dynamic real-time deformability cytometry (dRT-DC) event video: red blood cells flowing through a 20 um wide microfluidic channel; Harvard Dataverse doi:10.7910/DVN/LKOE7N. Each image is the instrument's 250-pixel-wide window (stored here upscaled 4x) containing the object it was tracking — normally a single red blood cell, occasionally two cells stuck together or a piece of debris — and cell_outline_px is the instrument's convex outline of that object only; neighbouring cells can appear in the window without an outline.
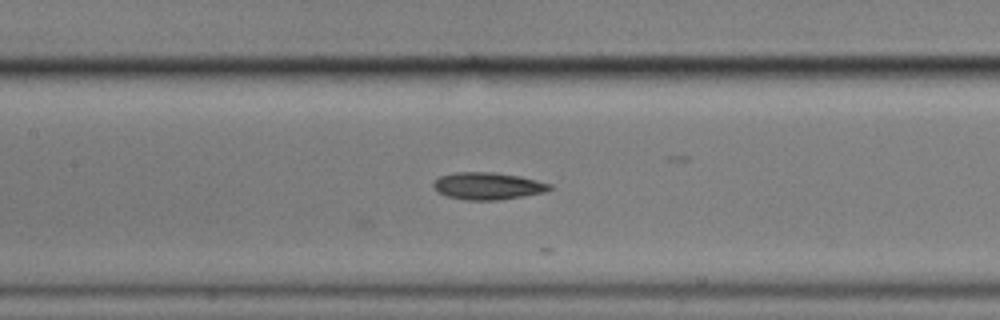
{"species": "common noctule bat (a hibernating species)", "species_latin": "Nyctalus noctula", "temperature_condition": "cold", "stored_images_in_passage": 9, "camera_frame_rate_fps": 3000, "um_per_image_px": 0.085, "animal": {"sex": "male", "body_mass_g": 17.9}, "frame": {"image": 1, "passage_image": 9, "time_ms": 9.333, "image_size_px": [1000, 320], "cell_outline_px": [[552, 188], [544, 192], [524, 196], [496, 200], [468, 200], [448, 196], [436, 192], [432, 184], [440, 176], [456, 172], [496, 172], [520, 176], [552, 184]], "centroid_in_image_um": [41.46, 15.8], "position_along_channel_um": 165.9, "area_um2": 18.38}}